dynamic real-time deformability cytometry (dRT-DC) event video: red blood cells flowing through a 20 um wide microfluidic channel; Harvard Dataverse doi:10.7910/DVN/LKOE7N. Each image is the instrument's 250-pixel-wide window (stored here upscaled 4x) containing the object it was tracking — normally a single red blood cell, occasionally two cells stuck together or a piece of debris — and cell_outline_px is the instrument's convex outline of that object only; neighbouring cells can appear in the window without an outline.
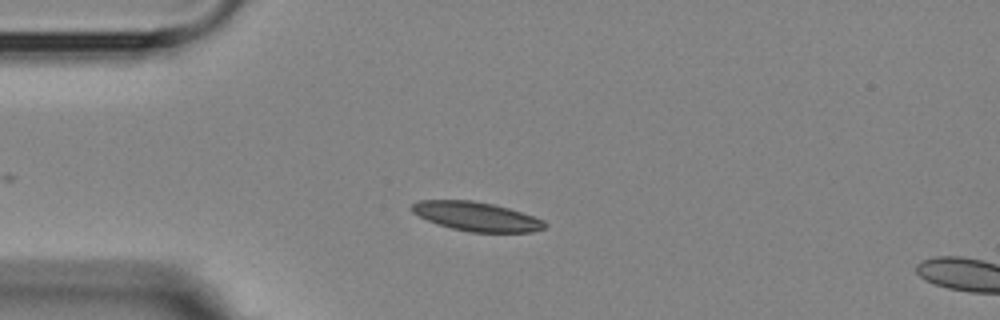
{"species": "Egyptian fruit bat (a non-hibernating species)", "species_latin": "Rousettus aegyptiacus", "temperature_condition": "room temperature", "stored_images_in_passage": 4, "camera_frame_rate_fps": 3000, "um_per_image_px": 0.085, "animal": {"sex": "female"}, "frame": {"image": 1, "passage_image": 3, "time_ms": 2.333, "image_size_px": [1000, 320], "cell_outline_px": [[548, 224], [544, 228], [532, 232], [468, 232], [436, 224], [412, 212], [412, 204], [416, 200], [472, 200], [492, 204], [508, 208], [544, 220]], "centroid_in_image_um": [40.49, 18.4], "position_along_channel_um": 44.5, "area_um2": 22.43}}